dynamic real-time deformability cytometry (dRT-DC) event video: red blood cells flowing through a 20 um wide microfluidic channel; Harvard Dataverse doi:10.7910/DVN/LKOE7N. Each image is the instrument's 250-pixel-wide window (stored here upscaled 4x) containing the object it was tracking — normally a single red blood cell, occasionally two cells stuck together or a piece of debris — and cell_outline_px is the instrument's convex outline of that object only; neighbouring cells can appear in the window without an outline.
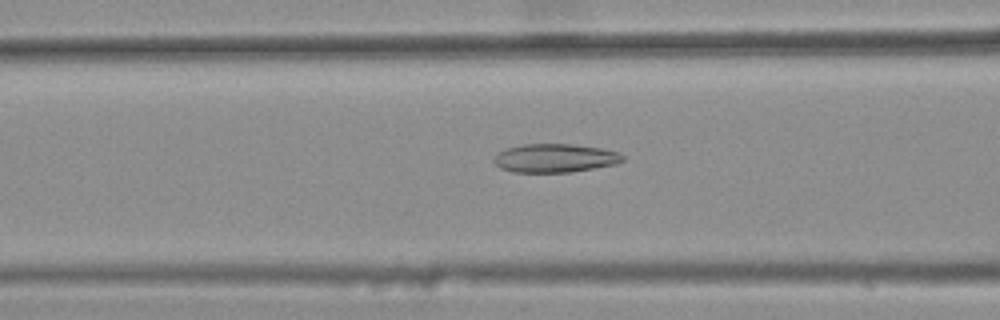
{"species": "common noctule bat (a hibernating species)", "species_latin": "Nyctalus noctula", "temperature_condition": "warm", "stored_images_in_passage": 46, "camera_frame_rate_fps": 3000, "um_per_image_px": 0.085, "animal": {"sex": "female", "body_mass_g": 25.1}, "frame": {"image": 1, "passage_image": 21, "time_ms": 6.667, "image_size_px": [1000, 320], "cell_outline_px": [[624, 160], [616, 164], [572, 172], [512, 172], [500, 168], [492, 160], [496, 152], [508, 148], [524, 144], [572, 144], [600, 148], [616, 152], [624, 156]], "centroid_in_image_um": [47.13, 13.44], "position_along_channel_um": 119.5, "area_um2": 21.44}}
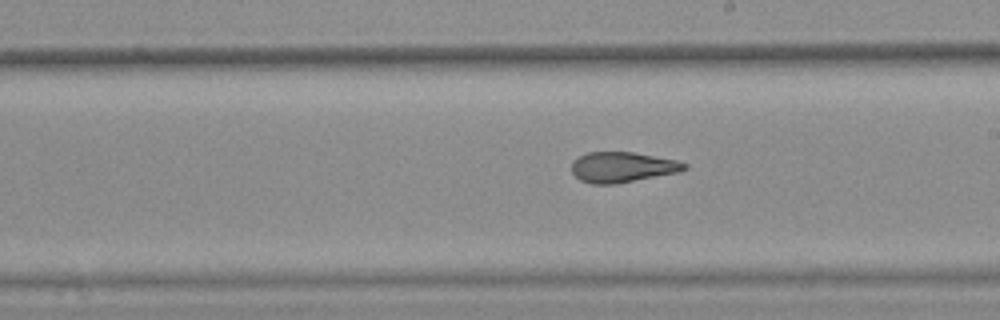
{"frame": {"image": 2, "passage_image": 30, "time_ms": 9.667, "image_size_px": [1000, 320], "cell_outline_px": [[688, 168], [680, 172], [616, 184], [592, 184], [580, 180], [572, 172], [572, 160], [588, 152], [632, 152], [676, 160], [688, 164]], "centroid_in_image_um": [52.91, 14.21], "position_along_channel_um": 236.1, "area_um2": 20.0}}
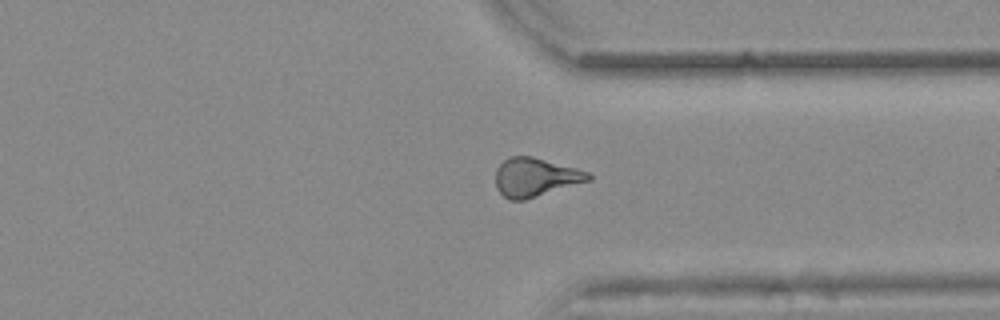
{"frame": {"image": 3, "passage_image": 40, "time_ms": 13.0, "image_size_px": [1000, 320], "cell_outline_px": [[592, 180], [524, 200], [508, 200], [496, 188], [496, 168], [508, 156], [532, 156], [576, 168], [588, 172], [592, 176]], "centroid_in_image_um": [45.5, 15.06], "position_along_channel_um": 365.9, "area_um2": 20.92}, "authors_computed_cell_mechanics": {"area_um2": 21.4438, "velocity_mm_per_s": 3.8971, "shape_relaxation_time_tau1_ms": null, "shape_relaxation_time_tau2_ms": 1.906, "deformation_change_tau1": null, "deformation_change_tau2": 0.1063}}